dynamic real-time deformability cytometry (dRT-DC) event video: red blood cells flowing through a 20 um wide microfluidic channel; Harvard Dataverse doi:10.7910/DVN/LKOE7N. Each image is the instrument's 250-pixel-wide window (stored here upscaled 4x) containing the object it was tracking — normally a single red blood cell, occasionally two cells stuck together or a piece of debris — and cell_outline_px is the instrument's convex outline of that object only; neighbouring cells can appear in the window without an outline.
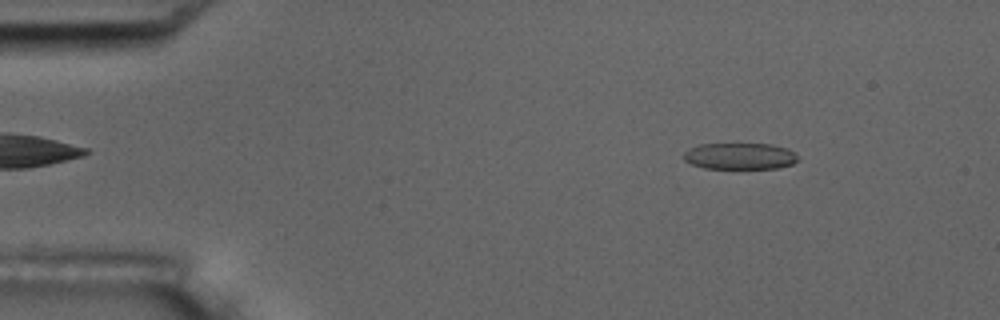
{"species": "common noctule bat (a hibernating species)", "species_latin": "Nyctalus noctula", "temperature_condition": "room temperature", "stored_images_in_passage": 7, "camera_frame_rate_fps": 3000, "um_per_image_px": 0.085, "animal": {"sex": "male", "body_mass_g": 17.5, "forearm_length_mm": 52.3}, "frame": {"image": 1, "passage_image": 2, "time_ms": 1.0, "image_size_px": [1000, 320], "cell_outline_px": [[796, 160], [792, 164], [776, 168], [704, 168], [692, 164], [684, 160], [684, 152], [688, 148], [700, 144], [772, 144], [788, 148], [796, 156]], "centroid_in_image_um": [62.85, 13.26], "position_along_channel_um": 22.2, "area_um2": 17.46}}
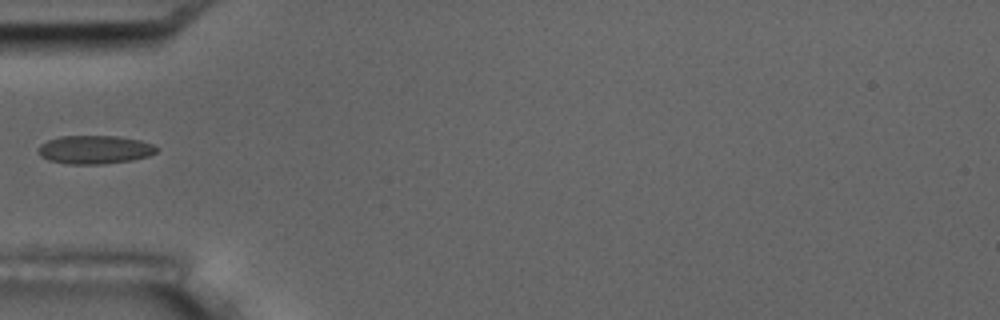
{"frame": {"image": 2, "passage_image": 5, "time_ms": 4.667, "image_size_px": [1000, 320], "cell_outline_px": [[160, 148], [156, 152], [148, 156], [132, 160], [100, 164], [68, 164], [48, 160], [40, 156], [36, 148], [40, 144], [48, 140], [60, 136], [116, 136], [140, 140], [152, 144]], "centroid_in_image_um": [8.03, 12.72], "position_along_channel_um": 77.0, "area_um2": 19.71}}